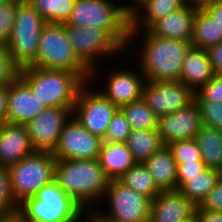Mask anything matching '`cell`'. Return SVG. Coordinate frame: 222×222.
<instances>
[{"label": "cell", "instance_id": "obj_45", "mask_svg": "<svg viewBox=\"0 0 222 222\" xmlns=\"http://www.w3.org/2000/svg\"><path fill=\"white\" fill-rule=\"evenodd\" d=\"M0 222H23V215L17 209L10 213L0 215Z\"/></svg>", "mask_w": 222, "mask_h": 222}, {"label": "cell", "instance_id": "obj_48", "mask_svg": "<svg viewBox=\"0 0 222 222\" xmlns=\"http://www.w3.org/2000/svg\"><path fill=\"white\" fill-rule=\"evenodd\" d=\"M183 222H197L196 215L192 219L185 220Z\"/></svg>", "mask_w": 222, "mask_h": 222}, {"label": "cell", "instance_id": "obj_28", "mask_svg": "<svg viewBox=\"0 0 222 222\" xmlns=\"http://www.w3.org/2000/svg\"><path fill=\"white\" fill-rule=\"evenodd\" d=\"M221 177V171L207 168L199 176L189 178V181L185 182L178 191L196 206H199Z\"/></svg>", "mask_w": 222, "mask_h": 222}, {"label": "cell", "instance_id": "obj_6", "mask_svg": "<svg viewBox=\"0 0 222 222\" xmlns=\"http://www.w3.org/2000/svg\"><path fill=\"white\" fill-rule=\"evenodd\" d=\"M32 66L75 72L85 83L91 78V70L78 58L72 48L65 24L46 23L43 26L36 62Z\"/></svg>", "mask_w": 222, "mask_h": 222}, {"label": "cell", "instance_id": "obj_43", "mask_svg": "<svg viewBox=\"0 0 222 222\" xmlns=\"http://www.w3.org/2000/svg\"><path fill=\"white\" fill-rule=\"evenodd\" d=\"M197 222H222V212L196 209Z\"/></svg>", "mask_w": 222, "mask_h": 222}, {"label": "cell", "instance_id": "obj_36", "mask_svg": "<svg viewBox=\"0 0 222 222\" xmlns=\"http://www.w3.org/2000/svg\"><path fill=\"white\" fill-rule=\"evenodd\" d=\"M18 207L11 191L9 169L0 167V215L15 211Z\"/></svg>", "mask_w": 222, "mask_h": 222}, {"label": "cell", "instance_id": "obj_39", "mask_svg": "<svg viewBox=\"0 0 222 222\" xmlns=\"http://www.w3.org/2000/svg\"><path fill=\"white\" fill-rule=\"evenodd\" d=\"M207 169L203 160L190 163H177V190L189 181V178L199 176Z\"/></svg>", "mask_w": 222, "mask_h": 222}, {"label": "cell", "instance_id": "obj_10", "mask_svg": "<svg viewBox=\"0 0 222 222\" xmlns=\"http://www.w3.org/2000/svg\"><path fill=\"white\" fill-rule=\"evenodd\" d=\"M65 28L68 39L78 58L91 70L90 83H94L98 79H94V77L98 76L97 74L99 73L98 65L102 62L99 59H110L109 57L114 59V56L119 57L120 53L125 52L104 29L70 24H65Z\"/></svg>", "mask_w": 222, "mask_h": 222}, {"label": "cell", "instance_id": "obj_40", "mask_svg": "<svg viewBox=\"0 0 222 222\" xmlns=\"http://www.w3.org/2000/svg\"><path fill=\"white\" fill-rule=\"evenodd\" d=\"M196 209L222 212V177Z\"/></svg>", "mask_w": 222, "mask_h": 222}, {"label": "cell", "instance_id": "obj_49", "mask_svg": "<svg viewBox=\"0 0 222 222\" xmlns=\"http://www.w3.org/2000/svg\"><path fill=\"white\" fill-rule=\"evenodd\" d=\"M23 222H37V221H33V220H30V219H27L23 216Z\"/></svg>", "mask_w": 222, "mask_h": 222}, {"label": "cell", "instance_id": "obj_7", "mask_svg": "<svg viewBox=\"0 0 222 222\" xmlns=\"http://www.w3.org/2000/svg\"><path fill=\"white\" fill-rule=\"evenodd\" d=\"M103 200L109 204L107 212L97 207L88 222H150L152 200L118 180H109Z\"/></svg>", "mask_w": 222, "mask_h": 222}, {"label": "cell", "instance_id": "obj_18", "mask_svg": "<svg viewBox=\"0 0 222 222\" xmlns=\"http://www.w3.org/2000/svg\"><path fill=\"white\" fill-rule=\"evenodd\" d=\"M196 208L178 190L161 191L152 200L150 222H183L196 215Z\"/></svg>", "mask_w": 222, "mask_h": 222}, {"label": "cell", "instance_id": "obj_25", "mask_svg": "<svg viewBox=\"0 0 222 222\" xmlns=\"http://www.w3.org/2000/svg\"><path fill=\"white\" fill-rule=\"evenodd\" d=\"M195 139L205 166L222 172V131L202 124Z\"/></svg>", "mask_w": 222, "mask_h": 222}, {"label": "cell", "instance_id": "obj_42", "mask_svg": "<svg viewBox=\"0 0 222 222\" xmlns=\"http://www.w3.org/2000/svg\"><path fill=\"white\" fill-rule=\"evenodd\" d=\"M212 69L216 75H222V42L207 50Z\"/></svg>", "mask_w": 222, "mask_h": 222}, {"label": "cell", "instance_id": "obj_26", "mask_svg": "<svg viewBox=\"0 0 222 222\" xmlns=\"http://www.w3.org/2000/svg\"><path fill=\"white\" fill-rule=\"evenodd\" d=\"M220 42H222L220 26L199 6L194 18L191 46L208 50Z\"/></svg>", "mask_w": 222, "mask_h": 222}, {"label": "cell", "instance_id": "obj_9", "mask_svg": "<svg viewBox=\"0 0 222 222\" xmlns=\"http://www.w3.org/2000/svg\"><path fill=\"white\" fill-rule=\"evenodd\" d=\"M45 24V19L26 1L18 5L7 47L20 69L36 62L40 33Z\"/></svg>", "mask_w": 222, "mask_h": 222}, {"label": "cell", "instance_id": "obj_14", "mask_svg": "<svg viewBox=\"0 0 222 222\" xmlns=\"http://www.w3.org/2000/svg\"><path fill=\"white\" fill-rule=\"evenodd\" d=\"M102 143L103 139L93 135L72 116L52 154L57 160L98 159Z\"/></svg>", "mask_w": 222, "mask_h": 222}, {"label": "cell", "instance_id": "obj_38", "mask_svg": "<svg viewBox=\"0 0 222 222\" xmlns=\"http://www.w3.org/2000/svg\"><path fill=\"white\" fill-rule=\"evenodd\" d=\"M195 101L222 102V75H214L195 91Z\"/></svg>", "mask_w": 222, "mask_h": 222}, {"label": "cell", "instance_id": "obj_3", "mask_svg": "<svg viewBox=\"0 0 222 222\" xmlns=\"http://www.w3.org/2000/svg\"><path fill=\"white\" fill-rule=\"evenodd\" d=\"M117 2L119 1L75 0L70 17L64 24L104 29L126 52L131 48H128L130 15L121 2Z\"/></svg>", "mask_w": 222, "mask_h": 222}, {"label": "cell", "instance_id": "obj_32", "mask_svg": "<svg viewBox=\"0 0 222 222\" xmlns=\"http://www.w3.org/2000/svg\"><path fill=\"white\" fill-rule=\"evenodd\" d=\"M177 163H190L202 160L200 148L195 138L176 140L167 145Z\"/></svg>", "mask_w": 222, "mask_h": 222}, {"label": "cell", "instance_id": "obj_12", "mask_svg": "<svg viewBox=\"0 0 222 222\" xmlns=\"http://www.w3.org/2000/svg\"><path fill=\"white\" fill-rule=\"evenodd\" d=\"M142 99L159 118L188 107L195 101V91L181 81L146 80Z\"/></svg>", "mask_w": 222, "mask_h": 222}, {"label": "cell", "instance_id": "obj_46", "mask_svg": "<svg viewBox=\"0 0 222 222\" xmlns=\"http://www.w3.org/2000/svg\"><path fill=\"white\" fill-rule=\"evenodd\" d=\"M131 1L129 5L122 3L124 10L130 15L137 7H139L146 0H127L126 2Z\"/></svg>", "mask_w": 222, "mask_h": 222}, {"label": "cell", "instance_id": "obj_47", "mask_svg": "<svg viewBox=\"0 0 222 222\" xmlns=\"http://www.w3.org/2000/svg\"><path fill=\"white\" fill-rule=\"evenodd\" d=\"M189 3H196V4H202L206 0H187Z\"/></svg>", "mask_w": 222, "mask_h": 222}, {"label": "cell", "instance_id": "obj_11", "mask_svg": "<svg viewBox=\"0 0 222 222\" xmlns=\"http://www.w3.org/2000/svg\"><path fill=\"white\" fill-rule=\"evenodd\" d=\"M89 86V87H88ZM118 107L96 87L86 82L80 89L72 116L93 135L104 139L109 123Z\"/></svg>", "mask_w": 222, "mask_h": 222}, {"label": "cell", "instance_id": "obj_44", "mask_svg": "<svg viewBox=\"0 0 222 222\" xmlns=\"http://www.w3.org/2000/svg\"><path fill=\"white\" fill-rule=\"evenodd\" d=\"M9 84L0 86V126L7 123V101Z\"/></svg>", "mask_w": 222, "mask_h": 222}, {"label": "cell", "instance_id": "obj_31", "mask_svg": "<svg viewBox=\"0 0 222 222\" xmlns=\"http://www.w3.org/2000/svg\"><path fill=\"white\" fill-rule=\"evenodd\" d=\"M120 109L125 114L132 130L157 129L158 117L142 98L122 105Z\"/></svg>", "mask_w": 222, "mask_h": 222}, {"label": "cell", "instance_id": "obj_27", "mask_svg": "<svg viewBox=\"0 0 222 222\" xmlns=\"http://www.w3.org/2000/svg\"><path fill=\"white\" fill-rule=\"evenodd\" d=\"M125 144L137 163H143L164 146L157 129L132 130Z\"/></svg>", "mask_w": 222, "mask_h": 222}, {"label": "cell", "instance_id": "obj_16", "mask_svg": "<svg viewBox=\"0 0 222 222\" xmlns=\"http://www.w3.org/2000/svg\"><path fill=\"white\" fill-rule=\"evenodd\" d=\"M128 69H115L106 74V80L99 91L114 105L120 108L122 105L140 100L145 83V76L141 71ZM102 88V89H101ZM104 88V89H103Z\"/></svg>", "mask_w": 222, "mask_h": 222}, {"label": "cell", "instance_id": "obj_34", "mask_svg": "<svg viewBox=\"0 0 222 222\" xmlns=\"http://www.w3.org/2000/svg\"><path fill=\"white\" fill-rule=\"evenodd\" d=\"M23 0L0 4V44L6 45L11 37L18 5Z\"/></svg>", "mask_w": 222, "mask_h": 222}, {"label": "cell", "instance_id": "obj_17", "mask_svg": "<svg viewBox=\"0 0 222 222\" xmlns=\"http://www.w3.org/2000/svg\"><path fill=\"white\" fill-rule=\"evenodd\" d=\"M46 107L20 77L9 84L8 123L26 125Z\"/></svg>", "mask_w": 222, "mask_h": 222}, {"label": "cell", "instance_id": "obj_37", "mask_svg": "<svg viewBox=\"0 0 222 222\" xmlns=\"http://www.w3.org/2000/svg\"><path fill=\"white\" fill-rule=\"evenodd\" d=\"M20 76V68L15 64L6 45L0 44V86L8 85Z\"/></svg>", "mask_w": 222, "mask_h": 222}, {"label": "cell", "instance_id": "obj_13", "mask_svg": "<svg viewBox=\"0 0 222 222\" xmlns=\"http://www.w3.org/2000/svg\"><path fill=\"white\" fill-rule=\"evenodd\" d=\"M72 110L73 107H46L25 125L35 151L53 153Z\"/></svg>", "mask_w": 222, "mask_h": 222}, {"label": "cell", "instance_id": "obj_24", "mask_svg": "<svg viewBox=\"0 0 222 222\" xmlns=\"http://www.w3.org/2000/svg\"><path fill=\"white\" fill-rule=\"evenodd\" d=\"M98 160L109 180H118L137 163L126 144L119 142H103Z\"/></svg>", "mask_w": 222, "mask_h": 222}, {"label": "cell", "instance_id": "obj_15", "mask_svg": "<svg viewBox=\"0 0 222 222\" xmlns=\"http://www.w3.org/2000/svg\"><path fill=\"white\" fill-rule=\"evenodd\" d=\"M202 125L200 109L194 101L188 107L158 118L157 131L164 145L176 140L193 139Z\"/></svg>", "mask_w": 222, "mask_h": 222}, {"label": "cell", "instance_id": "obj_1", "mask_svg": "<svg viewBox=\"0 0 222 222\" xmlns=\"http://www.w3.org/2000/svg\"><path fill=\"white\" fill-rule=\"evenodd\" d=\"M137 37L141 39L142 48L138 46L139 49L134 51L137 58L135 62H138L137 68L145 80L180 81L185 53L191 42L162 38L148 30H129L128 47L132 41L139 40Z\"/></svg>", "mask_w": 222, "mask_h": 222}, {"label": "cell", "instance_id": "obj_8", "mask_svg": "<svg viewBox=\"0 0 222 222\" xmlns=\"http://www.w3.org/2000/svg\"><path fill=\"white\" fill-rule=\"evenodd\" d=\"M56 161L52 153L35 151L8 167L11 191L18 205L54 180Z\"/></svg>", "mask_w": 222, "mask_h": 222}, {"label": "cell", "instance_id": "obj_41", "mask_svg": "<svg viewBox=\"0 0 222 222\" xmlns=\"http://www.w3.org/2000/svg\"><path fill=\"white\" fill-rule=\"evenodd\" d=\"M200 6L218 23L222 31V0H206Z\"/></svg>", "mask_w": 222, "mask_h": 222}, {"label": "cell", "instance_id": "obj_33", "mask_svg": "<svg viewBox=\"0 0 222 222\" xmlns=\"http://www.w3.org/2000/svg\"><path fill=\"white\" fill-rule=\"evenodd\" d=\"M131 132L132 128L125 114L118 108L109 123L103 142L125 143Z\"/></svg>", "mask_w": 222, "mask_h": 222}, {"label": "cell", "instance_id": "obj_4", "mask_svg": "<svg viewBox=\"0 0 222 222\" xmlns=\"http://www.w3.org/2000/svg\"><path fill=\"white\" fill-rule=\"evenodd\" d=\"M19 77L47 107H74L85 84L75 72L34 66L20 69Z\"/></svg>", "mask_w": 222, "mask_h": 222}, {"label": "cell", "instance_id": "obj_35", "mask_svg": "<svg viewBox=\"0 0 222 222\" xmlns=\"http://www.w3.org/2000/svg\"><path fill=\"white\" fill-rule=\"evenodd\" d=\"M200 109L202 124L222 131V102L195 101Z\"/></svg>", "mask_w": 222, "mask_h": 222}, {"label": "cell", "instance_id": "obj_50", "mask_svg": "<svg viewBox=\"0 0 222 222\" xmlns=\"http://www.w3.org/2000/svg\"><path fill=\"white\" fill-rule=\"evenodd\" d=\"M10 1H15V0H0V4H4V3L10 2Z\"/></svg>", "mask_w": 222, "mask_h": 222}, {"label": "cell", "instance_id": "obj_23", "mask_svg": "<svg viewBox=\"0 0 222 222\" xmlns=\"http://www.w3.org/2000/svg\"><path fill=\"white\" fill-rule=\"evenodd\" d=\"M143 165L162 191L177 190V162L167 145L152 154Z\"/></svg>", "mask_w": 222, "mask_h": 222}, {"label": "cell", "instance_id": "obj_2", "mask_svg": "<svg viewBox=\"0 0 222 222\" xmlns=\"http://www.w3.org/2000/svg\"><path fill=\"white\" fill-rule=\"evenodd\" d=\"M54 180L88 214L102 203L109 183L98 159L57 160Z\"/></svg>", "mask_w": 222, "mask_h": 222}, {"label": "cell", "instance_id": "obj_20", "mask_svg": "<svg viewBox=\"0 0 222 222\" xmlns=\"http://www.w3.org/2000/svg\"><path fill=\"white\" fill-rule=\"evenodd\" d=\"M34 152L25 125L7 122L0 126V167H9Z\"/></svg>", "mask_w": 222, "mask_h": 222}, {"label": "cell", "instance_id": "obj_19", "mask_svg": "<svg viewBox=\"0 0 222 222\" xmlns=\"http://www.w3.org/2000/svg\"><path fill=\"white\" fill-rule=\"evenodd\" d=\"M199 6L188 2L183 8L156 20L147 30L162 38L191 42L194 18Z\"/></svg>", "mask_w": 222, "mask_h": 222}, {"label": "cell", "instance_id": "obj_30", "mask_svg": "<svg viewBox=\"0 0 222 222\" xmlns=\"http://www.w3.org/2000/svg\"><path fill=\"white\" fill-rule=\"evenodd\" d=\"M33 7L46 23L64 24L68 21L75 0H24Z\"/></svg>", "mask_w": 222, "mask_h": 222}, {"label": "cell", "instance_id": "obj_21", "mask_svg": "<svg viewBox=\"0 0 222 222\" xmlns=\"http://www.w3.org/2000/svg\"><path fill=\"white\" fill-rule=\"evenodd\" d=\"M214 75L207 50L190 46L185 53L180 81L197 91Z\"/></svg>", "mask_w": 222, "mask_h": 222}, {"label": "cell", "instance_id": "obj_29", "mask_svg": "<svg viewBox=\"0 0 222 222\" xmlns=\"http://www.w3.org/2000/svg\"><path fill=\"white\" fill-rule=\"evenodd\" d=\"M118 181L139 194L153 200L162 190L156 185L153 176L143 163H136L129 168Z\"/></svg>", "mask_w": 222, "mask_h": 222}, {"label": "cell", "instance_id": "obj_22", "mask_svg": "<svg viewBox=\"0 0 222 222\" xmlns=\"http://www.w3.org/2000/svg\"><path fill=\"white\" fill-rule=\"evenodd\" d=\"M187 3V0H146L130 14L129 30H147L156 20L183 8Z\"/></svg>", "mask_w": 222, "mask_h": 222}, {"label": "cell", "instance_id": "obj_5", "mask_svg": "<svg viewBox=\"0 0 222 222\" xmlns=\"http://www.w3.org/2000/svg\"><path fill=\"white\" fill-rule=\"evenodd\" d=\"M18 210L37 222H88L89 214L53 180L34 196L19 204ZM84 217V218H83Z\"/></svg>", "mask_w": 222, "mask_h": 222}]
</instances>
